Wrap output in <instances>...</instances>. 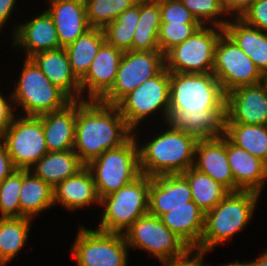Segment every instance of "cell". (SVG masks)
<instances>
[{
  "mask_svg": "<svg viewBox=\"0 0 267 266\" xmlns=\"http://www.w3.org/2000/svg\"><path fill=\"white\" fill-rule=\"evenodd\" d=\"M226 94L213 73L170 72L167 123L197 140L224 135Z\"/></svg>",
  "mask_w": 267,
  "mask_h": 266,
  "instance_id": "6da1fadb",
  "label": "cell"
},
{
  "mask_svg": "<svg viewBox=\"0 0 267 266\" xmlns=\"http://www.w3.org/2000/svg\"><path fill=\"white\" fill-rule=\"evenodd\" d=\"M132 135L116 105L76 100L73 150L85 166L103 152L121 146Z\"/></svg>",
  "mask_w": 267,
  "mask_h": 266,
  "instance_id": "7a4b0ae2",
  "label": "cell"
},
{
  "mask_svg": "<svg viewBox=\"0 0 267 266\" xmlns=\"http://www.w3.org/2000/svg\"><path fill=\"white\" fill-rule=\"evenodd\" d=\"M164 124L166 130L163 128L158 134L154 132L150 140L143 138V144L138 131H133L138 145L141 174L150 178L183 173L194 165L198 140L167 122Z\"/></svg>",
  "mask_w": 267,
  "mask_h": 266,
  "instance_id": "3957f363",
  "label": "cell"
},
{
  "mask_svg": "<svg viewBox=\"0 0 267 266\" xmlns=\"http://www.w3.org/2000/svg\"><path fill=\"white\" fill-rule=\"evenodd\" d=\"M261 194L255 191L229 192L212 210L205 213L201 248L208 250L229 242L253 219Z\"/></svg>",
  "mask_w": 267,
  "mask_h": 266,
  "instance_id": "277c9868",
  "label": "cell"
},
{
  "mask_svg": "<svg viewBox=\"0 0 267 266\" xmlns=\"http://www.w3.org/2000/svg\"><path fill=\"white\" fill-rule=\"evenodd\" d=\"M22 63L21 73L13 81L15 88L11 91L16 113L21 109L22 116H40L60 110L72 101L49 81L31 58H25Z\"/></svg>",
  "mask_w": 267,
  "mask_h": 266,
  "instance_id": "5b68a950",
  "label": "cell"
},
{
  "mask_svg": "<svg viewBox=\"0 0 267 266\" xmlns=\"http://www.w3.org/2000/svg\"><path fill=\"white\" fill-rule=\"evenodd\" d=\"M149 188L150 177L141 174L131 183L102 197V218L95 229L123 234L137 219L148 214Z\"/></svg>",
  "mask_w": 267,
  "mask_h": 266,
  "instance_id": "8992f818",
  "label": "cell"
},
{
  "mask_svg": "<svg viewBox=\"0 0 267 266\" xmlns=\"http://www.w3.org/2000/svg\"><path fill=\"white\" fill-rule=\"evenodd\" d=\"M86 167L92 174L100 199L131 183L141 175L134 135L121 146L103 152Z\"/></svg>",
  "mask_w": 267,
  "mask_h": 266,
  "instance_id": "52a82bcc",
  "label": "cell"
},
{
  "mask_svg": "<svg viewBox=\"0 0 267 266\" xmlns=\"http://www.w3.org/2000/svg\"><path fill=\"white\" fill-rule=\"evenodd\" d=\"M170 103V72L164 67L156 76L124 96L116 106L132 131H139V124L149 116H159L167 122ZM152 114V115H151ZM147 119V120H146Z\"/></svg>",
  "mask_w": 267,
  "mask_h": 266,
  "instance_id": "ba28073f",
  "label": "cell"
},
{
  "mask_svg": "<svg viewBox=\"0 0 267 266\" xmlns=\"http://www.w3.org/2000/svg\"><path fill=\"white\" fill-rule=\"evenodd\" d=\"M79 226L70 250L75 266H128L131 250L122 233H105Z\"/></svg>",
  "mask_w": 267,
  "mask_h": 266,
  "instance_id": "9c48e42d",
  "label": "cell"
},
{
  "mask_svg": "<svg viewBox=\"0 0 267 266\" xmlns=\"http://www.w3.org/2000/svg\"><path fill=\"white\" fill-rule=\"evenodd\" d=\"M223 32L217 26H201L165 55V67L169 72L213 73L214 51Z\"/></svg>",
  "mask_w": 267,
  "mask_h": 266,
  "instance_id": "30bf717a",
  "label": "cell"
},
{
  "mask_svg": "<svg viewBox=\"0 0 267 266\" xmlns=\"http://www.w3.org/2000/svg\"><path fill=\"white\" fill-rule=\"evenodd\" d=\"M129 249L147 252L160 263L182 253L188 245L170 231L160 217L147 214L137 219L124 233Z\"/></svg>",
  "mask_w": 267,
  "mask_h": 266,
  "instance_id": "8fae6325",
  "label": "cell"
},
{
  "mask_svg": "<svg viewBox=\"0 0 267 266\" xmlns=\"http://www.w3.org/2000/svg\"><path fill=\"white\" fill-rule=\"evenodd\" d=\"M213 75L225 94L238 87L261 83L263 78L253 61L225 32L215 47Z\"/></svg>",
  "mask_w": 267,
  "mask_h": 266,
  "instance_id": "7c38bea8",
  "label": "cell"
},
{
  "mask_svg": "<svg viewBox=\"0 0 267 266\" xmlns=\"http://www.w3.org/2000/svg\"><path fill=\"white\" fill-rule=\"evenodd\" d=\"M17 169L29 170L48 153L42 120L39 116L17 114L0 137Z\"/></svg>",
  "mask_w": 267,
  "mask_h": 266,
  "instance_id": "4fadbf2b",
  "label": "cell"
},
{
  "mask_svg": "<svg viewBox=\"0 0 267 266\" xmlns=\"http://www.w3.org/2000/svg\"><path fill=\"white\" fill-rule=\"evenodd\" d=\"M165 67V55L160 51H125L119 62L111 90L100 100L116 105L124 96Z\"/></svg>",
  "mask_w": 267,
  "mask_h": 266,
  "instance_id": "5bb4252c",
  "label": "cell"
},
{
  "mask_svg": "<svg viewBox=\"0 0 267 266\" xmlns=\"http://www.w3.org/2000/svg\"><path fill=\"white\" fill-rule=\"evenodd\" d=\"M247 125L267 123V89L261 82L238 87L226 94L225 122Z\"/></svg>",
  "mask_w": 267,
  "mask_h": 266,
  "instance_id": "9a60e30c",
  "label": "cell"
},
{
  "mask_svg": "<svg viewBox=\"0 0 267 266\" xmlns=\"http://www.w3.org/2000/svg\"><path fill=\"white\" fill-rule=\"evenodd\" d=\"M12 46L25 52V58L37 53L62 48L55 24L46 10L23 23L16 24L12 30Z\"/></svg>",
  "mask_w": 267,
  "mask_h": 266,
  "instance_id": "2e32d148",
  "label": "cell"
},
{
  "mask_svg": "<svg viewBox=\"0 0 267 266\" xmlns=\"http://www.w3.org/2000/svg\"><path fill=\"white\" fill-rule=\"evenodd\" d=\"M123 53L106 41L101 45L86 75L80 80L82 100H101L111 90Z\"/></svg>",
  "mask_w": 267,
  "mask_h": 266,
  "instance_id": "e0dca14e",
  "label": "cell"
},
{
  "mask_svg": "<svg viewBox=\"0 0 267 266\" xmlns=\"http://www.w3.org/2000/svg\"><path fill=\"white\" fill-rule=\"evenodd\" d=\"M193 168L209 175L229 192L242 191L234 182L227 158V138L224 135L197 141Z\"/></svg>",
  "mask_w": 267,
  "mask_h": 266,
  "instance_id": "ac0fdd59",
  "label": "cell"
},
{
  "mask_svg": "<svg viewBox=\"0 0 267 266\" xmlns=\"http://www.w3.org/2000/svg\"><path fill=\"white\" fill-rule=\"evenodd\" d=\"M190 201V185L181 173L150 178L148 214L161 217L174 207L190 206Z\"/></svg>",
  "mask_w": 267,
  "mask_h": 266,
  "instance_id": "d6986e66",
  "label": "cell"
},
{
  "mask_svg": "<svg viewBox=\"0 0 267 266\" xmlns=\"http://www.w3.org/2000/svg\"><path fill=\"white\" fill-rule=\"evenodd\" d=\"M45 10L52 18L60 46L65 48L91 27L87 20L85 0H47Z\"/></svg>",
  "mask_w": 267,
  "mask_h": 266,
  "instance_id": "ffe728a7",
  "label": "cell"
},
{
  "mask_svg": "<svg viewBox=\"0 0 267 266\" xmlns=\"http://www.w3.org/2000/svg\"><path fill=\"white\" fill-rule=\"evenodd\" d=\"M54 207L62 206L66 211L87 209L91 205L100 208V198L90 170L84 166L75 175L53 188ZM88 206V207H87Z\"/></svg>",
  "mask_w": 267,
  "mask_h": 266,
  "instance_id": "44dd1931",
  "label": "cell"
},
{
  "mask_svg": "<svg viewBox=\"0 0 267 266\" xmlns=\"http://www.w3.org/2000/svg\"><path fill=\"white\" fill-rule=\"evenodd\" d=\"M227 158L235 184L242 191L262 194L267 184V164L227 139Z\"/></svg>",
  "mask_w": 267,
  "mask_h": 266,
  "instance_id": "7402d4cb",
  "label": "cell"
},
{
  "mask_svg": "<svg viewBox=\"0 0 267 266\" xmlns=\"http://www.w3.org/2000/svg\"><path fill=\"white\" fill-rule=\"evenodd\" d=\"M31 59L49 81L63 90L72 100H82L80 80L72 71L65 48L40 52Z\"/></svg>",
  "mask_w": 267,
  "mask_h": 266,
  "instance_id": "603a6c76",
  "label": "cell"
},
{
  "mask_svg": "<svg viewBox=\"0 0 267 266\" xmlns=\"http://www.w3.org/2000/svg\"><path fill=\"white\" fill-rule=\"evenodd\" d=\"M42 120L48 152L73 149L76 125V100L64 108L39 116Z\"/></svg>",
  "mask_w": 267,
  "mask_h": 266,
  "instance_id": "cb8c5ba5",
  "label": "cell"
},
{
  "mask_svg": "<svg viewBox=\"0 0 267 266\" xmlns=\"http://www.w3.org/2000/svg\"><path fill=\"white\" fill-rule=\"evenodd\" d=\"M224 32L247 54L262 75L267 73V32L247 25L240 18H229Z\"/></svg>",
  "mask_w": 267,
  "mask_h": 266,
  "instance_id": "d4e9b609",
  "label": "cell"
},
{
  "mask_svg": "<svg viewBox=\"0 0 267 266\" xmlns=\"http://www.w3.org/2000/svg\"><path fill=\"white\" fill-rule=\"evenodd\" d=\"M205 213L193 202L190 206H178L163 214V224L188 246H198L204 230Z\"/></svg>",
  "mask_w": 267,
  "mask_h": 266,
  "instance_id": "484cf974",
  "label": "cell"
},
{
  "mask_svg": "<svg viewBox=\"0 0 267 266\" xmlns=\"http://www.w3.org/2000/svg\"><path fill=\"white\" fill-rule=\"evenodd\" d=\"M19 202L20 217L34 219L54 206L53 188L32 171L22 169Z\"/></svg>",
  "mask_w": 267,
  "mask_h": 266,
  "instance_id": "4316f807",
  "label": "cell"
},
{
  "mask_svg": "<svg viewBox=\"0 0 267 266\" xmlns=\"http://www.w3.org/2000/svg\"><path fill=\"white\" fill-rule=\"evenodd\" d=\"M85 165L73 149L61 152H48L29 170L52 188L70 176L75 175Z\"/></svg>",
  "mask_w": 267,
  "mask_h": 266,
  "instance_id": "83f0119b",
  "label": "cell"
},
{
  "mask_svg": "<svg viewBox=\"0 0 267 266\" xmlns=\"http://www.w3.org/2000/svg\"><path fill=\"white\" fill-rule=\"evenodd\" d=\"M104 42L103 29L91 27L73 43L65 47L72 71L79 80L86 75Z\"/></svg>",
  "mask_w": 267,
  "mask_h": 266,
  "instance_id": "f1b7e54d",
  "label": "cell"
},
{
  "mask_svg": "<svg viewBox=\"0 0 267 266\" xmlns=\"http://www.w3.org/2000/svg\"><path fill=\"white\" fill-rule=\"evenodd\" d=\"M160 25L159 1L140 0V17L133 36L132 51H160Z\"/></svg>",
  "mask_w": 267,
  "mask_h": 266,
  "instance_id": "f546056e",
  "label": "cell"
},
{
  "mask_svg": "<svg viewBox=\"0 0 267 266\" xmlns=\"http://www.w3.org/2000/svg\"><path fill=\"white\" fill-rule=\"evenodd\" d=\"M224 136L267 164V130L264 125L224 123Z\"/></svg>",
  "mask_w": 267,
  "mask_h": 266,
  "instance_id": "4dcf8cb0",
  "label": "cell"
},
{
  "mask_svg": "<svg viewBox=\"0 0 267 266\" xmlns=\"http://www.w3.org/2000/svg\"><path fill=\"white\" fill-rule=\"evenodd\" d=\"M181 174L190 185L192 201L204 213L212 210L229 194V191L224 186L193 167Z\"/></svg>",
  "mask_w": 267,
  "mask_h": 266,
  "instance_id": "1f68e13d",
  "label": "cell"
},
{
  "mask_svg": "<svg viewBox=\"0 0 267 266\" xmlns=\"http://www.w3.org/2000/svg\"><path fill=\"white\" fill-rule=\"evenodd\" d=\"M32 222L28 217L0 218V250L8 263L26 246Z\"/></svg>",
  "mask_w": 267,
  "mask_h": 266,
  "instance_id": "d6a6232c",
  "label": "cell"
},
{
  "mask_svg": "<svg viewBox=\"0 0 267 266\" xmlns=\"http://www.w3.org/2000/svg\"><path fill=\"white\" fill-rule=\"evenodd\" d=\"M140 17V0L104 29L105 41L117 49L132 51L133 36Z\"/></svg>",
  "mask_w": 267,
  "mask_h": 266,
  "instance_id": "836d02e7",
  "label": "cell"
},
{
  "mask_svg": "<svg viewBox=\"0 0 267 266\" xmlns=\"http://www.w3.org/2000/svg\"><path fill=\"white\" fill-rule=\"evenodd\" d=\"M138 0H85L90 27L104 29Z\"/></svg>",
  "mask_w": 267,
  "mask_h": 266,
  "instance_id": "e575fe53",
  "label": "cell"
},
{
  "mask_svg": "<svg viewBox=\"0 0 267 266\" xmlns=\"http://www.w3.org/2000/svg\"><path fill=\"white\" fill-rule=\"evenodd\" d=\"M180 1L195 16L202 26H210L211 24V26H217L224 29L226 23L229 21L223 0Z\"/></svg>",
  "mask_w": 267,
  "mask_h": 266,
  "instance_id": "d590c367",
  "label": "cell"
},
{
  "mask_svg": "<svg viewBox=\"0 0 267 266\" xmlns=\"http://www.w3.org/2000/svg\"><path fill=\"white\" fill-rule=\"evenodd\" d=\"M22 187V169L15 170L0 182V218H19V192Z\"/></svg>",
  "mask_w": 267,
  "mask_h": 266,
  "instance_id": "8d00e7d4",
  "label": "cell"
},
{
  "mask_svg": "<svg viewBox=\"0 0 267 266\" xmlns=\"http://www.w3.org/2000/svg\"><path fill=\"white\" fill-rule=\"evenodd\" d=\"M201 24L161 23L158 33L160 52L166 55L176 45L187 40Z\"/></svg>",
  "mask_w": 267,
  "mask_h": 266,
  "instance_id": "74e56055",
  "label": "cell"
},
{
  "mask_svg": "<svg viewBox=\"0 0 267 266\" xmlns=\"http://www.w3.org/2000/svg\"><path fill=\"white\" fill-rule=\"evenodd\" d=\"M161 23L200 24L180 0H159Z\"/></svg>",
  "mask_w": 267,
  "mask_h": 266,
  "instance_id": "f35d334b",
  "label": "cell"
},
{
  "mask_svg": "<svg viewBox=\"0 0 267 266\" xmlns=\"http://www.w3.org/2000/svg\"><path fill=\"white\" fill-rule=\"evenodd\" d=\"M209 251L211 252L199 246H188L182 253L161 264L162 266H211L203 261L204 255Z\"/></svg>",
  "mask_w": 267,
  "mask_h": 266,
  "instance_id": "ab89813d",
  "label": "cell"
},
{
  "mask_svg": "<svg viewBox=\"0 0 267 266\" xmlns=\"http://www.w3.org/2000/svg\"><path fill=\"white\" fill-rule=\"evenodd\" d=\"M240 19L249 26L267 32V0H255Z\"/></svg>",
  "mask_w": 267,
  "mask_h": 266,
  "instance_id": "60d3db41",
  "label": "cell"
},
{
  "mask_svg": "<svg viewBox=\"0 0 267 266\" xmlns=\"http://www.w3.org/2000/svg\"><path fill=\"white\" fill-rule=\"evenodd\" d=\"M11 94V95H10ZM12 92L9 96H4L0 91V137L5 133L8 127L12 124L16 116Z\"/></svg>",
  "mask_w": 267,
  "mask_h": 266,
  "instance_id": "b9f144b4",
  "label": "cell"
},
{
  "mask_svg": "<svg viewBox=\"0 0 267 266\" xmlns=\"http://www.w3.org/2000/svg\"><path fill=\"white\" fill-rule=\"evenodd\" d=\"M255 0H223L224 8L229 18H241Z\"/></svg>",
  "mask_w": 267,
  "mask_h": 266,
  "instance_id": "7bdbcfd3",
  "label": "cell"
},
{
  "mask_svg": "<svg viewBox=\"0 0 267 266\" xmlns=\"http://www.w3.org/2000/svg\"><path fill=\"white\" fill-rule=\"evenodd\" d=\"M17 168L14 166L6 146L0 141V182L6 179Z\"/></svg>",
  "mask_w": 267,
  "mask_h": 266,
  "instance_id": "ee69618b",
  "label": "cell"
},
{
  "mask_svg": "<svg viewBox=\"0 0 267 266\" xmlns=\"http://www.w3.org/2000/svg\"><path fill=\"white\" fill-rule=\"evenodd\" d=\"M17 0H0V31L6 26L7 21L12 17L14 8L16 9Z\"/></svg>",
  "mask_w": 267,
  "mask_h": 266,
  "instance_id": "f6af8a7d",
  "label": "cell"
},
{
  "mask_svg": "<svg viewBox=\"0 0 267 266\" xmlns=\"http://www.w3.org/2000/svg\"><path fill=\"white\" fill-rule=\"evenodd\" d=\"M257 257L251 260L254 266H267V247L264 252Z\"/></svg>",
  "mask_w": 267,
  "mask_h": 266,
  "instance_id": "bcb514c9",
  "label": "cell"
},
{
  "mask_svg": "<svg viewBox=\"0 0 267 266\" xmlns=\"http://www.w3.org/2000/svg\"><path fill=\"white\" fill-rule=\"evenodd\" d=\"M245 261L239 262V260H235L232 263L230 262L226 264L221 263L220 265L218 264L216 266H254L251 260L250 261L245 260Z\"/></svg>",
  "mask_w": 267,
  "mask_h": 266,
  "instance_id": "7dc6e473",
  "label": "cell"
},
{
  "mask_svg": "<svg viewBox=\"0 0 267 266\" xmlns=\"http://www.w3.org/2000/svg\"><path fill=\"white\" fill-rule=\"evenodd\" d=\"M8 262L4 259L2 252L0 250V266H7Z\"/></svg>",
  "mask_w": 267,
  "mask_h": 266,
  "instance_id": "c3c4849f",
  "label": "cell"
},
{
  "mask_svg": "<svg viewBox=\"0 0 267 266\" xmlns=\"http://www.w3.org/2000/svg\"><path fill=\"white\" fill-rule=\"evenodd\" d=\"M262 83L265 85V87L267 89V73L263 75Z\"/></svg>",
  "mask_w": 267,
  "mask_h": 266,
  "instance_id": "681fc988",
  "label": "cell"
}]
</instances>
